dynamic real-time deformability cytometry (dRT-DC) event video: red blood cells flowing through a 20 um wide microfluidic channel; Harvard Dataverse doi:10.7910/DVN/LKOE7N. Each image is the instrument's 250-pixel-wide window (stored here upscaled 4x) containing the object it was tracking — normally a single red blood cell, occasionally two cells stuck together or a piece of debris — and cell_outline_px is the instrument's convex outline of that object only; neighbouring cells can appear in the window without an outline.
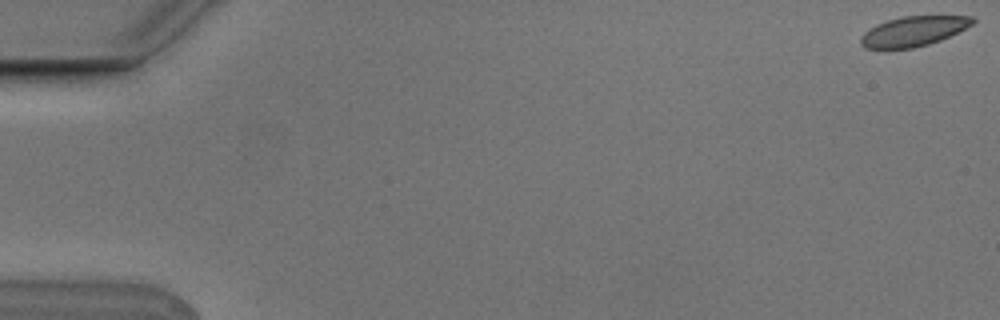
{"species": "Egyptian fruit bat (a non-hibernating species)", "species_latin": "Rousettus aegyptiacus", "temperature_condition": "cold", "stored_images_in_passage": 5, "camera_frame_rate_fps": 3000, "um_per_image_px": 0.085, "animal": {"sex": "male"}, "frame": {"image": 1, "passage_image": 1, "time_ms": 0.0, "image_size_px": [1000, 320], "cell_outline_px": [[976, 20], [972, 24], [940, 40], [928, 44], [912, 48], [864, 48], [860, 44], [860, 36], [864, 32], [876, 24], [888, 20], [904, 16], [972, 16]], "centroid_in_image_um": [77.6, 2.65], "position_along_channel_um": 7.4, "area_um2": 19.19}}